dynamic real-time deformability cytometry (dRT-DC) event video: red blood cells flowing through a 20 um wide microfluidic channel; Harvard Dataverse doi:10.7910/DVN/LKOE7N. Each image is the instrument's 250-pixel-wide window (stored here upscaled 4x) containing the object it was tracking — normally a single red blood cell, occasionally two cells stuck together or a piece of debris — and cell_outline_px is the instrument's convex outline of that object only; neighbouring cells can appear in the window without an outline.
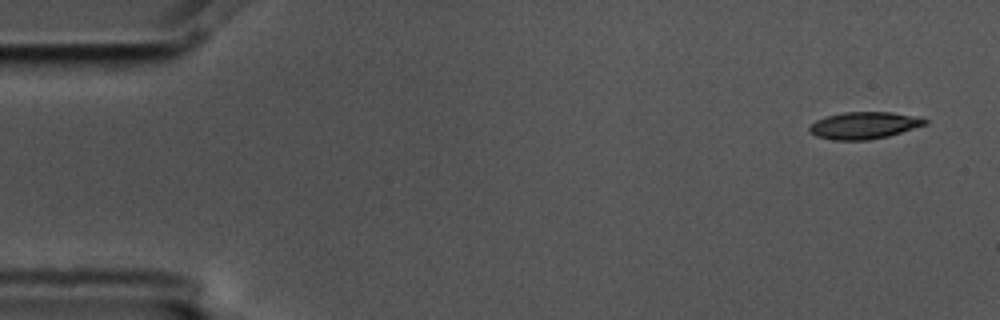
{"species": "common noctule bat (a hibernating species)", "species_latin": "Nyctalus noctula", "temperature_condition": "cold", "stored_images_in_passage": 5, "camera_frame_rate_fps": 3000, "um_per_image_px": 0.085, "animal": {"sex": "male", "body_mass_g": 17.5, "forearm_length_mm": 52.3}, "frame": {"image": 1, "passage_image": 1, "time_ms": 0.0, "image_size_px": [1000, 320], "cell_outline_px": [[928, 124], [888, 136], [868, 140], [832, 140], [816, 136], [808, 132], [808, 128], [816, 120], [828, 116], [844, 112], [892, 112], [928, 120]], "centroid_in_image_um": [73.41, 10.67], "position_along_channel_um": 11.6, "area_um2": 18.03}}